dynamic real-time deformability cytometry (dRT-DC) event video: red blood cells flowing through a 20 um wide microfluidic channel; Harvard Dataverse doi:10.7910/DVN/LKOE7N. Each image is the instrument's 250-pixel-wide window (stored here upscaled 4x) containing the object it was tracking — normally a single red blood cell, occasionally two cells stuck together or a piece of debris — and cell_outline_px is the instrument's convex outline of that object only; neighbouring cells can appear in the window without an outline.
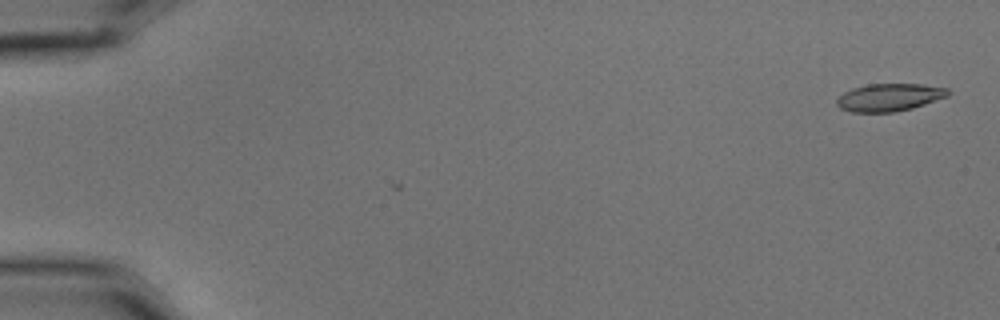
{"species": "common noctule bat (a hibernating species)", "species_latin": "Nyctalus noctula", "temperature_condition": "cold", "stored_images_in_passage": 2, "camera_frame_rate_fps": 3000, "um_per_image_px": 0.085, "animal": {"sex": "male", "body_mass_g": 15.6}, "frame": {"image": 1, "passage_image": 2, "time_ms": 0.333, "image_size_px": [1000, 320], "cell_outline_px": [[952, 92], [948, 96], [912, 108], [892, 112], [852, 112], [840, 108], [836, 104], [836, 100], [844, 92], [852, 88], [868, 84], [924, 84], [948, 88]], "centroid_in_image_um": [75.61, 8.26], "position_along_channel_um": 9.4, "area_um2": 17.92}}